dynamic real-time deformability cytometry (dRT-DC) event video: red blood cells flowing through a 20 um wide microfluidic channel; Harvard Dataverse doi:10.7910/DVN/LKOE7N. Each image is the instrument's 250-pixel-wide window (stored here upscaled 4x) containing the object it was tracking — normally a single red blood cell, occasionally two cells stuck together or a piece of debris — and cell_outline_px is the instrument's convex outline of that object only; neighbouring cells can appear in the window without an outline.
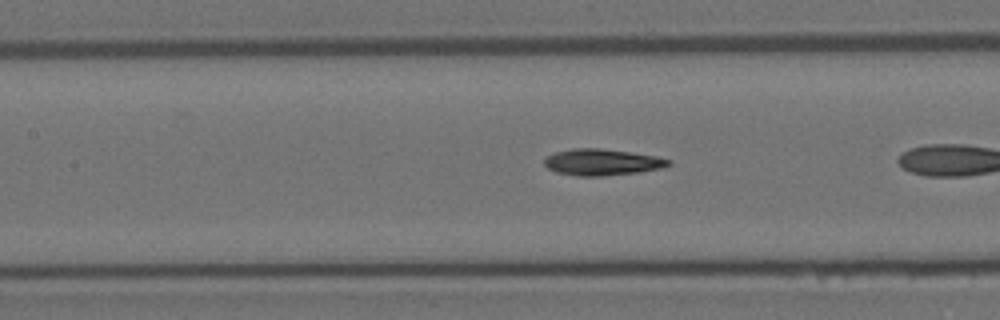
{"species": "Egyptian fruit bat (a non-hibernating species)", "species_latin": "Rousettus aegyptiacus", "temperature_condition": "room temperature", "stored_images_in_passage": 26, "camera_frame_rate_fps": 3000, "um_per_image_px": 0.085, "animal": {"sex": "female"}, "frame": {"image": 1, "passage_image": 8, "time_ms": 2.333, "image_size_px": [1000, 320], "cell_outline_px": [[672, 164], [660, 168], [640, 172], [604, 176], [576, 176], [556, 172], [548, 168], [544, 164], [544, 160], [548, 156], [556, 152], [572, 148], [600, 148], [632, 152], [656, 156], [672, 160]], "centroid_in_image_um": [51.19, 13.78], "position_along_channel_um": 156.2, "area_um2": 19.19}}